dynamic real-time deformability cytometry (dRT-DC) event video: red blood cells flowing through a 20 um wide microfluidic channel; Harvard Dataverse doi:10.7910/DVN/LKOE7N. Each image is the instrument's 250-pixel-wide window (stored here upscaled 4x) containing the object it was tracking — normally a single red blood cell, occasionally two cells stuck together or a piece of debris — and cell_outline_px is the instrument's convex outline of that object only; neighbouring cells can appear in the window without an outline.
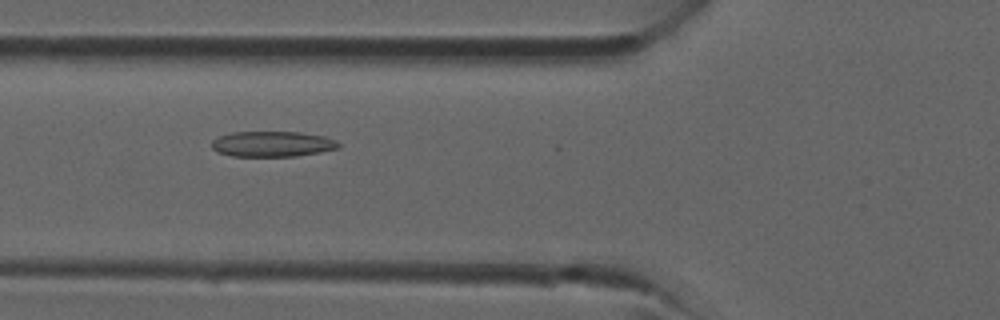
{"species": "common noctule bat (a hibernating species)", "species_latin": "Nyctalus noctula", "temperature_condition": "room temperature", "stored_images_in_passage": 23, "camera_frame_rate_fps": 3000, "um_per_image_px": 0.085, "animal": {"sex": "male", "forearm_length_mm": 52.5}, "frame": {"image": 1, "passage_image": 9, "time_ms": 2.667, "image_size_px": [1000, 320], "cell_outline_px": [[340, 148], [320, 152], [296, 156], [232, 156], [216, 152], [212, 148], [212, 140], [220, 136], [232, 132], [300, 132], [324, 136], [336, 140], [340, 144]], "centroid_in_image_um": [23.16, 12.24], "position_along_channel_um": 102.6, "area_um2": 18.9}}
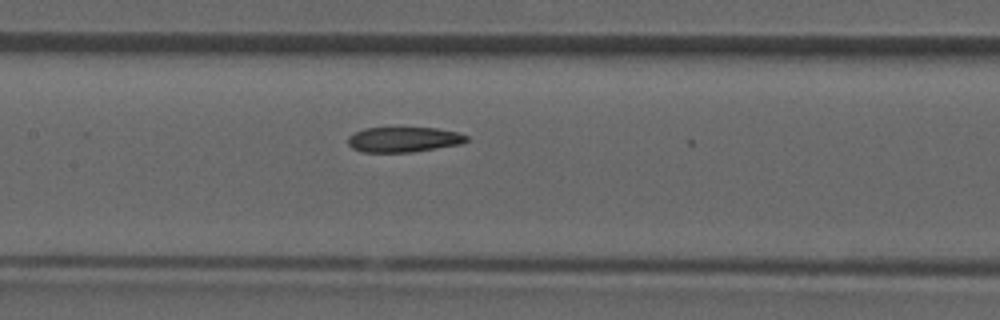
{"frame": {"image": 2, "passage_image": 13, "time_ms": 4.0, "image_size_px": [1000, 320], "cell_outline_px": [[468, 140], [460, 144], [412, 152], [364, 152], [352, 148], [348, 144], [348, 136], [364, 128], [436, 128], [460, 132], [468, 136]], "centroid_in_image_um": [34.32, 11.85], "position_along_channel_um": 173.1, "area_um2": 17.34}}
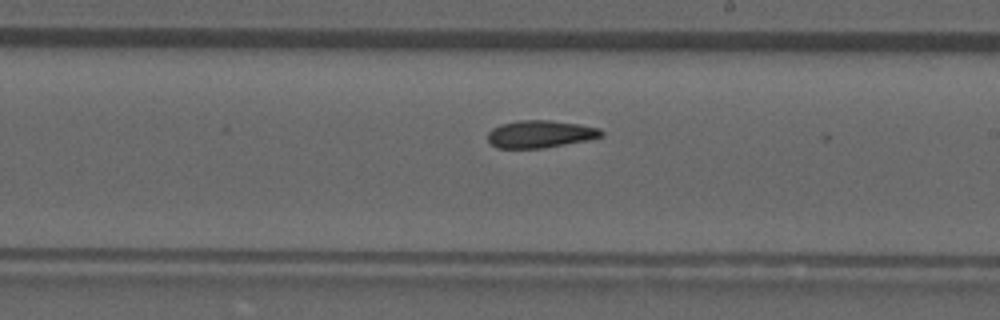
{"frame": {"image": 3, "passage_image": 17, "time_ms": 5.333, "image_size_px": [1000, 320], "cell_outline_px": [[604, 136], [588, 140], [544, 148], [496, 148], [488, 140], [488, 132], [492, 128], [500, 124], [520, 120], [552, 120], [580, 124], [600, 128], [604, 132]], "centroid_in_image_um": [45.94, 11.39], "position_along_channel_um": 243.1, "area_um2": 18.32}}